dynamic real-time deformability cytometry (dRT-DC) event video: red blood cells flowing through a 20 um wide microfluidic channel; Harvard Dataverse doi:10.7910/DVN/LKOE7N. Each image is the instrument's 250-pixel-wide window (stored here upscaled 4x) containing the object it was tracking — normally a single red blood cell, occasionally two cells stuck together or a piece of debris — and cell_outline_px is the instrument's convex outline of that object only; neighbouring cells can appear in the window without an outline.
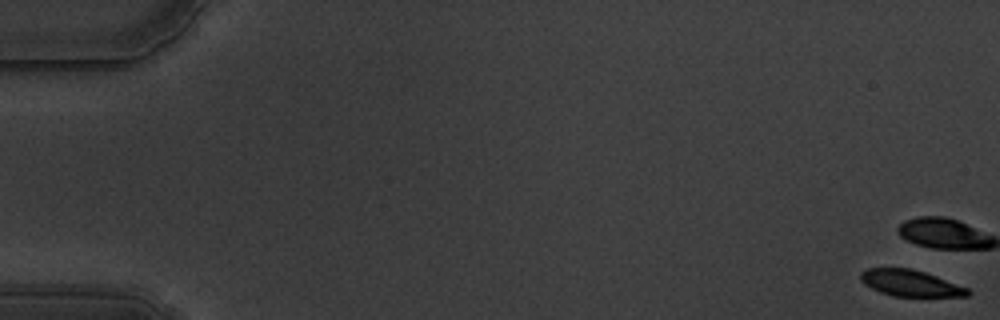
{"species": "common noctule bat (a hibernating species)", "species_latin": "Nyctalus noctula", "temperature_condition": "warm", "stored_images_in_passage": 47, "camera_frame_rate_fps": 3000, "um_per_image_px": 0.085, "animal": {"sex": "male", "body_mass_g": 19.5, "forearm_length_mm": 54.6}, "frame": {"image": 1, "passage_image": 1, "time_ms": 0.0, "image_size_px": [1000, 320], "cell_outline_px": [[972, 292], [968, 296], [892, 296], [880, 292], [864, 284], [860, 280], [860, 272], [868, 268], [908, 268], [924, 272], [936, 276], [968, 288]], "centroid_in_image_um": [77.37, 24.07], "position_along_channel_um": 7.6, "area_um2": 16.36}, "authors_computed_cell_mechanics": {"area_um2": 20.1144, "velocity_mm_per_s": 3.4995, "shape_relaxation_time_tau1_ms": 3.0748, "shape_relaxation_time_tau2_ms": 2.5879, "deformation_change_tau1": 0.1647, "deformation_change_tau2": 0.0427}}